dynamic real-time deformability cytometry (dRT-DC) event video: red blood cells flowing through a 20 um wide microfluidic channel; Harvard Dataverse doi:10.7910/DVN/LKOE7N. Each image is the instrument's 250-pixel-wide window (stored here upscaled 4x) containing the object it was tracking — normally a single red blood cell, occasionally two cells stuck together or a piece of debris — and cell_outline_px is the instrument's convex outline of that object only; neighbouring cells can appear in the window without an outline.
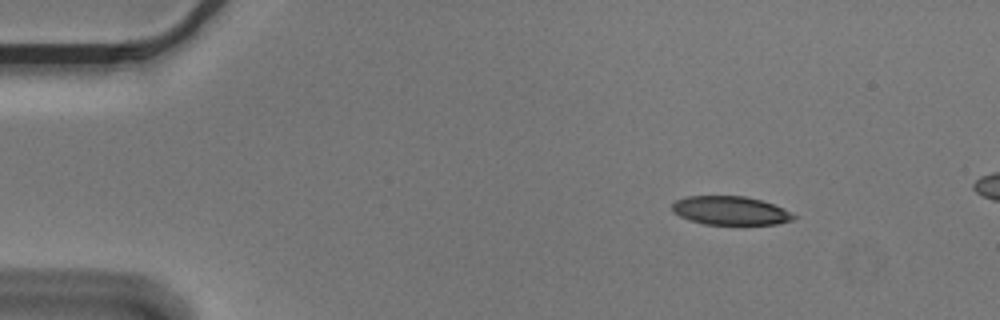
{"species": "Egyptian fruit bat (a non-hibernating species)", "species_latin": "Rousettus aegyptiacus", "temperature_condition": "cold", "stored_images_in_passage": 5, "camera_frame_rate_fps": 3000, "um_per_image_px": 0.085, "animal": {"sex": "male"}, "frame": {"image": 1, "passage_image": 2, "time_ms": 0.333, "image_size_px": [1000, 320], "cell_outline_px": [[796, 216], [792, 220], [776, 224], [704, 224], [688, 220], [672, 212], [672, 204], [676, 200], [688, 196], [744, 196], [760, 200], [784, 208], [792, 212]], "centroid_in_image_um": [62.06, 17.9], "position_along_channel_um": 22.9, "area_um2": 20.23}}